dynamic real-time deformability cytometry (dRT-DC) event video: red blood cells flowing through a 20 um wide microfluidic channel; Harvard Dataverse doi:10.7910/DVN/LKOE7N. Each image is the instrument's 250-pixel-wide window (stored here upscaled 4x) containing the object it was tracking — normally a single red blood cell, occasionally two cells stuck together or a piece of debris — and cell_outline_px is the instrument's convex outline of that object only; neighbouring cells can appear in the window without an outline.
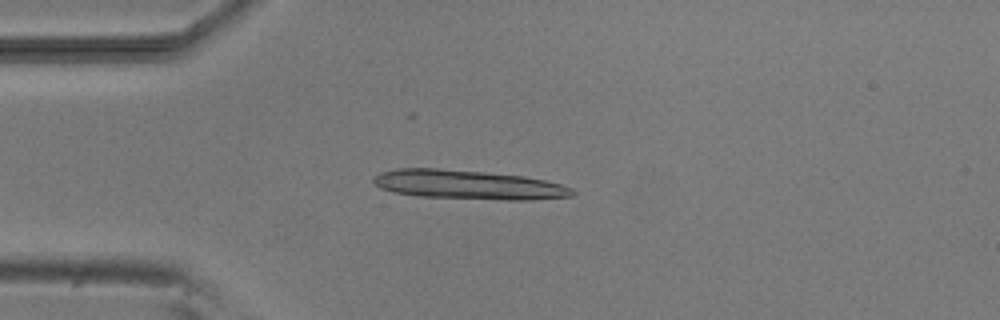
{"species": "common noctule bat (a hibernating species)", "species_latin": "Nyctalus noctula", "temperature_condition": "room temperature", "stored_images_in_passage": 4, "camera_frame_rate_fps": 3000, "um_per_image_px": 0.085, "animal": {"sex": "male", "body_mass_g": 20.5, "forearm_length_mm": 52.5}, "frame": {"image": 1, "passage_image": 3, "time_ms": 2.333, "image_size_px": [1000, 320], "cell_outline_px": [[576, 192], [572, 196], [532, 200], [504, 200], [420, 196], [392, 192], [380, 188], [372, 180], [380, 172], [396, 168], [440, 168], [484, 172], [524, 176], [544, 180], [560, 184], [572, 188]], "centroid_in_image_um": [39.81, 15.7], "position_along_channel_um": 45.2, "area_um2": 33.87}}